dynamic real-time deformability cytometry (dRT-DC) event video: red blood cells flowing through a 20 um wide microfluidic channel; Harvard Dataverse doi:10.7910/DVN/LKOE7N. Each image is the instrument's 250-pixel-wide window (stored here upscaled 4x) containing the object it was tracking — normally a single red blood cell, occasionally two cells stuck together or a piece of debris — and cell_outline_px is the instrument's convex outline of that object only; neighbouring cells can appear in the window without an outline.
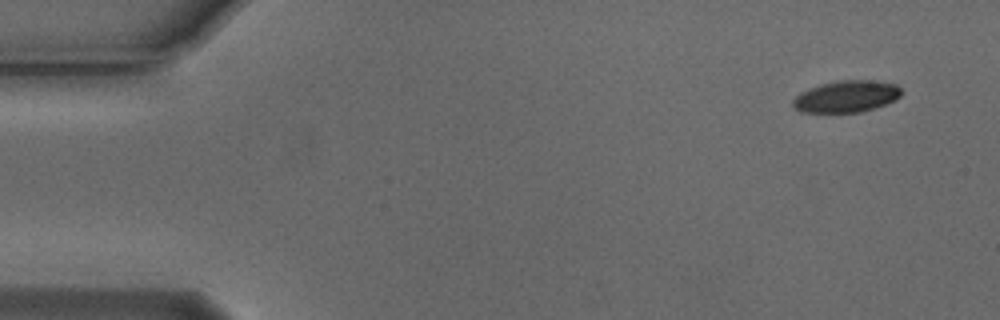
{"species": "Egyptian fruit bat (a non-hibernating species)", "species_latin": "Rousettus aegyptiacus", "temperature_condition": "cold", "stored_images_in_passage": 8, "camera_frame_rate_fps": 3000, "um_per_image_px": 0.085, "animal": {"sex": "male"}, "frame": {"image": 1, "passage_image": 1, "time_ms": 0.0, "image_size_px": [1000, 320], "cell_outline_px": [[900, 96], [896, 100], [860, 112], [800, 112], [792, 108], [792, 100], [800, 92], [808, 88], [820, 84], [836, 80], [872, 80], [896, 84], [900, 88]], "centroid_in_image_um": [71.89, 8.19], "position_along_channel_um": 13.1, "area_um2": 20.11}}
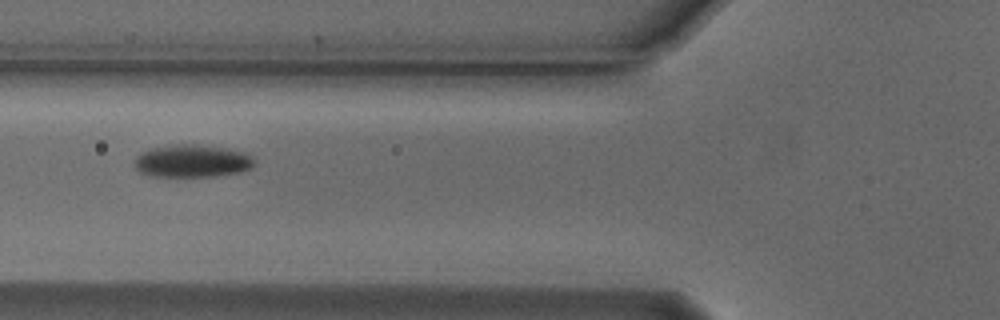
{"frame": {"image": 2, "passage_image": 5, "time_ms": 1.333, "image_size_px": [1000, 320], "cell_outline_px": [[256, 164], [252, 168], [240, 172], [216, 176], [148, 176], [140, 172], [136, 168], [136, 156], [140, 152], [148, 148], [176, 144], [200, 144], [224, 148], [244, 152], [252, 156], [256, 160]], "centroid_in_image_um": [16.35, 13.68], "position_along_channel_um": 109.4, "area_um2": 23.06}}
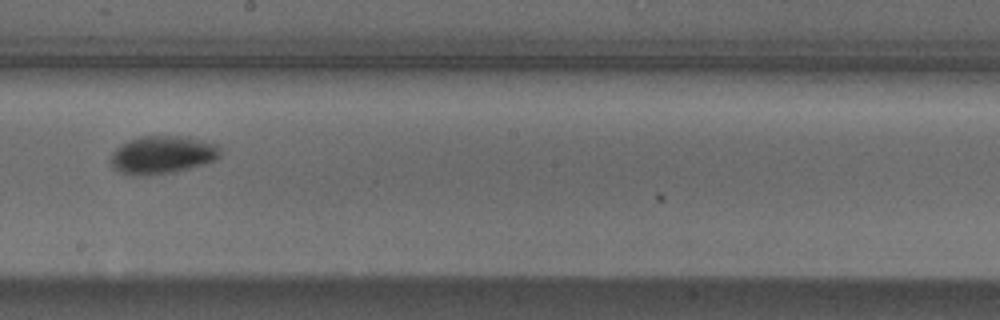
{"frame": {"image": 3, "passage_image": 8, "time_ms": 2.333, "image_size_px": [1000, 320], "cell_outline_px": [[220, 156], [216, 160], [204, 164], [176, 172], [136, 176], [120, 172], [112, 168], [108, 160], [112, 152], [116, 148], [128, 140], [140, 136], [188, 136], [216, 144], [220, 148]], "centroid_in_image_um": [13.77, 13.16], "position_along_channel_um": 234.4, "area_um2": 24.57}}